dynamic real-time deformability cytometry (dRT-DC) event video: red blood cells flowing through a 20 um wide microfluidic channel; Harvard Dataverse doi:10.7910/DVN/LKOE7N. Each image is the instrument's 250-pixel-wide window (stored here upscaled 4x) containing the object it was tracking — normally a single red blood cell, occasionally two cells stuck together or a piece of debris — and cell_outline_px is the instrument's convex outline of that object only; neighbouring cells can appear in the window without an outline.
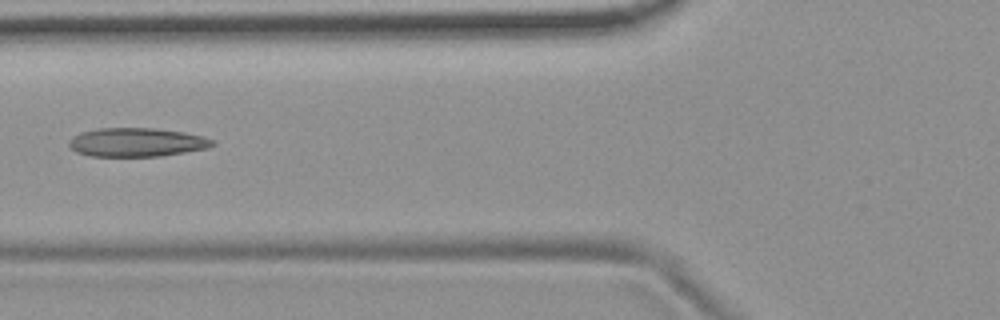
{"species": "common noctule bat (a hibernating species)", "species_latin": "Nyctalus noctula", "temperature_condition": "room temperature", "stored_images_in_passage": 9, "camera_frame_rate_fps": 3000, "um_per_image_px": 0.085, "animal": {"sex": "female", "body_mass_g": 19.9}, "frame": {"image": 1, "passage_image": 6, "time_ms": 1.667, "image_size_px": [1000, 320], "cell_outline_px": [[216, 144], [208, 148], [160, 156], [92, 156], [76, 152], [68, 144], [68, 140], [72, 136], [80, 132], [96, 128], [156, 128], [184, 132], [200, 136], [212, 140]], "centroid_in_image_um": [11.58, 12.08], "position_along_channel_um": 114.2, "area_um2": 24.04}}
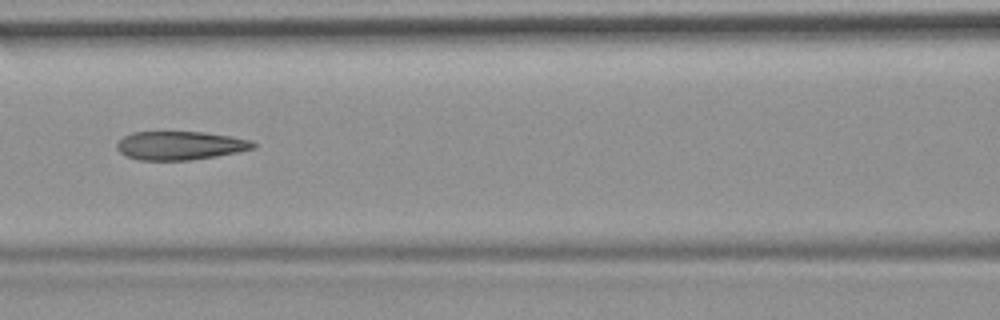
{"frame": {"image": 2, "passage_image": 7, "time_ms": 2.0, "image_size_px": [1000, 320], "cell_outline_px": [[256, 148], [216, 156], [192, 160], [140, 160], [128, 156], [120, 152], [116, 148], [116, 144], [124, 136], [132, 132], [204, 132], [232, 136], [252, 140], [256, 144]], "centroid_in_image_um": [15.34, 12.36], "position_along_channel_um": 151.3, "area_um2": 22.72}}
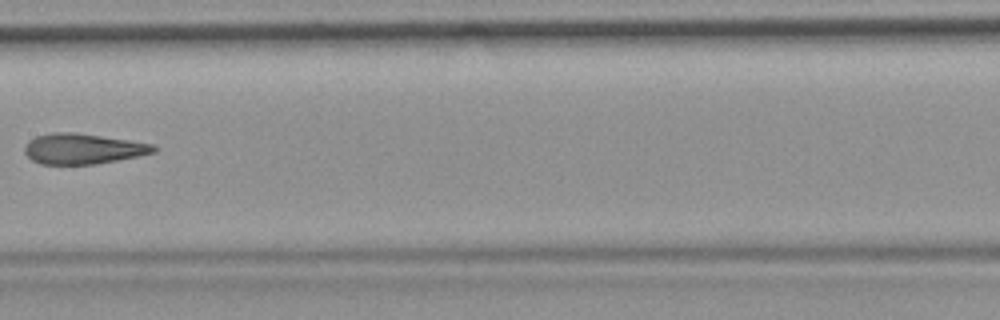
{"frame": {"image": 3, "passage_image": 8, "time_ms": 2.333, "image_size_px": [1000, 320], "cell_outline_px": [[160, 148], [156, 152], [96, 164], [40, 164], [32, 160], [24, 152], [24, 148], [28, 140], [36, 136], [52, 132], [72, 132], [128, 140], [152, 144]], "centroid_in_image_um": [7.02, 12.64], "position_along_channel_um": 200.4, "area_um2": 22.77}}